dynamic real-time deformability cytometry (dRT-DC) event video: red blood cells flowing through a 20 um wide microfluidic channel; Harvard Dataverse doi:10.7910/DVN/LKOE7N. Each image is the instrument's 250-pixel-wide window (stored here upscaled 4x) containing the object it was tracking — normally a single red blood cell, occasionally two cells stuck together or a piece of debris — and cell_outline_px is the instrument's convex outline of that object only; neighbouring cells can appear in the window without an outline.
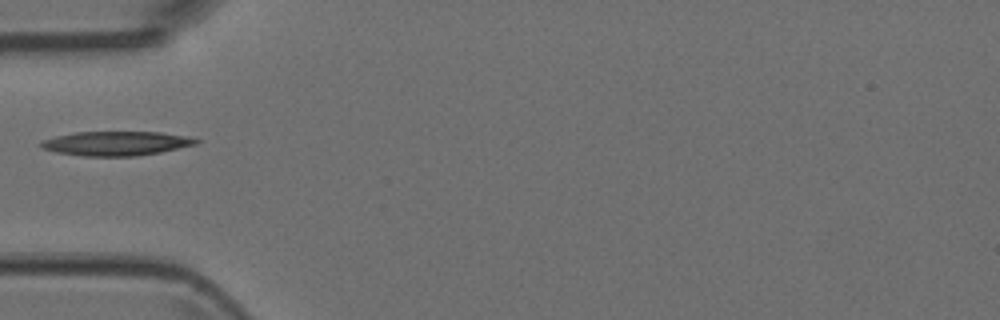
{"species": "Egyptian fruit bat (a non-hibernating species)", "species_latin": "Rousettus aegyptiacus", "temperature_condition": "room temperature", "stored_images_in_passage": 2, "camera_frame_rate_fps": 3000, "um_per_image_px": 0.085, "animal": {"sex": "female"}, "frame": {"image": 1, "passage_image": 1, "time_ms": 0.0, "image_size_px": [1000, 320], "cell_outline_px": [[200, 140], [196, 144], [160, 152], [136, 156], [84, 156], [56, 152], [44, 148], [40, 144], [40, 140], [56, 136], [76, 132], [160, 132], [188, 136]], "centroid_in_image_um": [9.87, 12.18], "position_along_channel_um": 75.1, "area_um2": 21.79}}
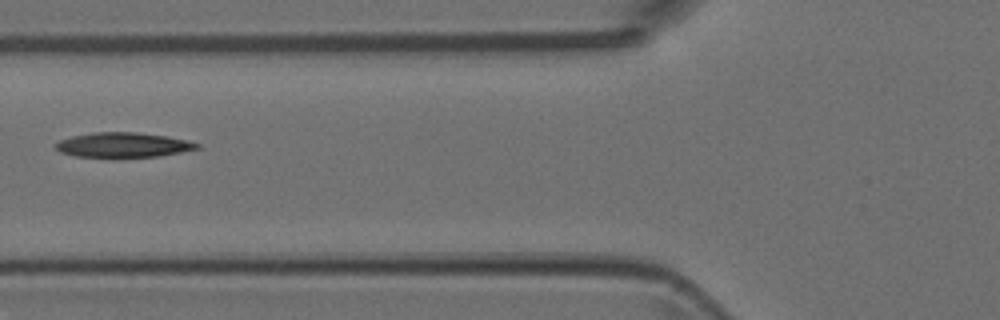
{"frame": {"image": 2, "passage_image": 2, "time_ms": 0.333, "image_size_px": [1000, 320], "cell_outline_px": [[200, 148], [160, 156], [112, 160], [76, 156], [60, 152], [52, 144], [60, 140], [72, 136], [92, 132], [136, 132], [164, 136], [188, 140], [200, 144]], "centroid_in_image_um": [10.41, 12.36], "position_along_channel_um": 115.4, "area_um2": 21.33}}